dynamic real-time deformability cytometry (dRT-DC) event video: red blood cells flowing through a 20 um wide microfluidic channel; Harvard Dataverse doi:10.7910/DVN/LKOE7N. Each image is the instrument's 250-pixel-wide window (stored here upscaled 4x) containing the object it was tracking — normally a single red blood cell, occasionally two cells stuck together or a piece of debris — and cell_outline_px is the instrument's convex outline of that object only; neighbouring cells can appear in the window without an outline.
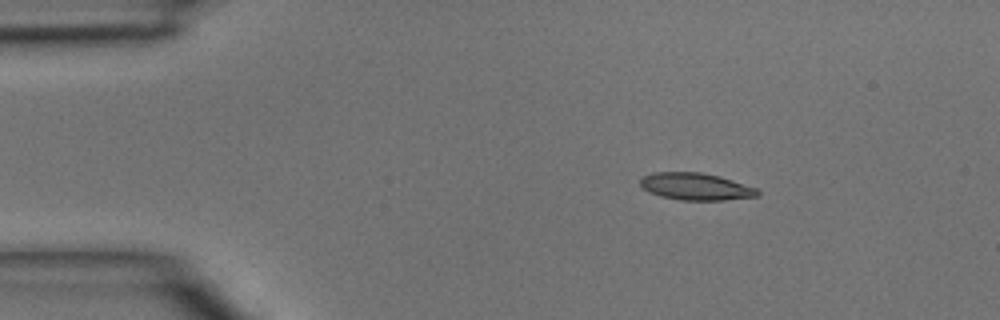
{"species": "common noctule bat (a hibernating species)", "species_latin": "Nyctalus noctula", "temperature_condition": "room temperature", "stored_images_in_passage": 4, "camera_frame_rate_fps": 3000, "um_per_image_px": 0.085, "animal": {"sex": "male", "body_mass_g": 15.6}, "frame": {"image": 1, "passage_image": 1, "time_ms": 0.0, "image_size_px": [1000, 320], "cell_outline_px": [[760, 196], [724, 200], [680, 200], [660, 196], [648, 192], [640, 184], [640, 180], [644, 176], [652, 172], [700, 172], [720, 176], [756, 188], [760, 192]], "centroid_in_image_um": [59.14, 15.86], "position_along_channel_um": 25.9, "area_um2": 18.55}}
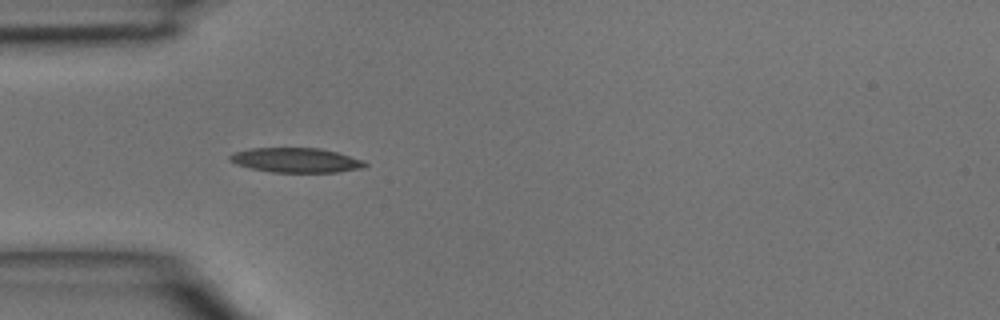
{"frame": {"image": 2, "passage_image": 3, "time_ms": 0.667, "image_size_px": [1000, 320], "cell_outline_px": [[368, 164], [364, 168], [336, 172], [272, 172], [252, 168], [236, 164], [228, 160], [228, 156], [236, 152], [248, 148], [320, 148], [336, 152], [364, 160]], "centroid_in_image_um": [25.17, 13.61], "position_along_channel_um": 59.8, "area_um2": 19.36}}
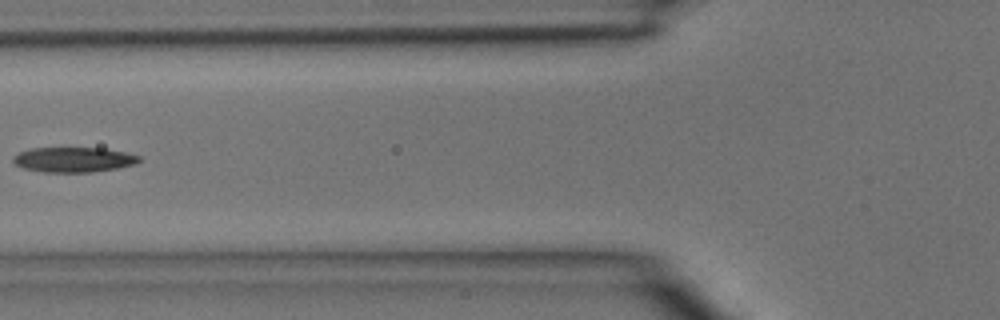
{"frame": {"image": 3, "passage_image": 4, "time_ms": 1.0, "image_size_px": [1000, 320], "cell_outline_px": [[140, 160], [136, 164], [116, 168], [92, 172], [44, 172], [24, 168], [16, 164], [12, 160], [12, 156], [20, 152], [32, 148], [104, 148], [124, 152], [140, 156]], "centroid_in_image_um": [6.25, 13.57], "position_along_channel_um": 119.5, "area_um2": 18.26}}